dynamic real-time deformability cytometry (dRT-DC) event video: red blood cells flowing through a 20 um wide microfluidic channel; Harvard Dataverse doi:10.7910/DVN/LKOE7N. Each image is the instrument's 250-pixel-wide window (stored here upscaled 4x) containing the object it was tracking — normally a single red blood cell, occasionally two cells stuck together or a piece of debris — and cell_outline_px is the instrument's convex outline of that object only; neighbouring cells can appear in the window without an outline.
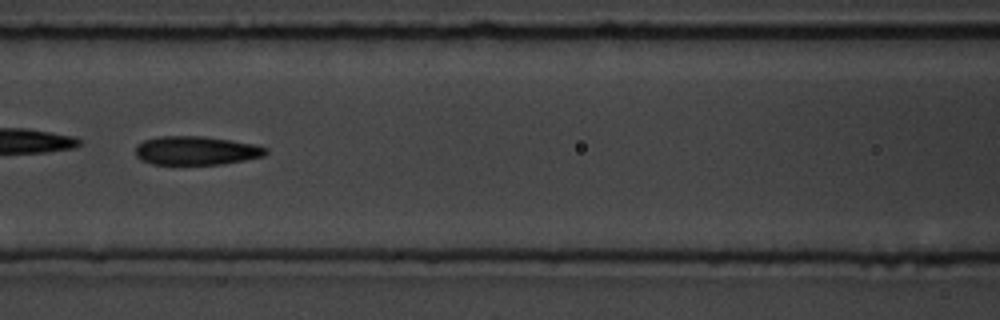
{"species": "common noctule bat (a hibernating species)", "species_latin": "Nyctalus noctula", "temperature_condition": "room temperature", "stored_images_in_passage": 56, "camera_frame_rate_fps": 3000, "um_per_image_px": 0.085, "animal": {"sex": "male", "body_mass_g": 19.5, "forearm_length_mm": 54.6}, "frame": {"image": 1, "passage_image": 25, "time_ms": 8.0, "image_size_px": [1000, 320], "cell_outline_px": [[268, 152], [264, 156], [224, 164], [152, 164], [140, 160], [136, 156], [136, 144], [144, 140], [156, 136], [200, 136], [232, 140], [252, 144], [268, 148]], "centroid_in_image_um": [16.65, 12.8], "position_along_channel_um": 150.0, "area_um2": 21.91}, "authors_computed_cell_mechanics": {"area_um2": 21.9351, "velocity_mm_per_s": 3.5464, "shape_relaxation_time_tau1_ms": 4.0808, "shape_relaxation_time_tau2_ms": 2.2881, "deformation_change_tau1": 0.1782, "deformation_change_tau2": 0.1099}}